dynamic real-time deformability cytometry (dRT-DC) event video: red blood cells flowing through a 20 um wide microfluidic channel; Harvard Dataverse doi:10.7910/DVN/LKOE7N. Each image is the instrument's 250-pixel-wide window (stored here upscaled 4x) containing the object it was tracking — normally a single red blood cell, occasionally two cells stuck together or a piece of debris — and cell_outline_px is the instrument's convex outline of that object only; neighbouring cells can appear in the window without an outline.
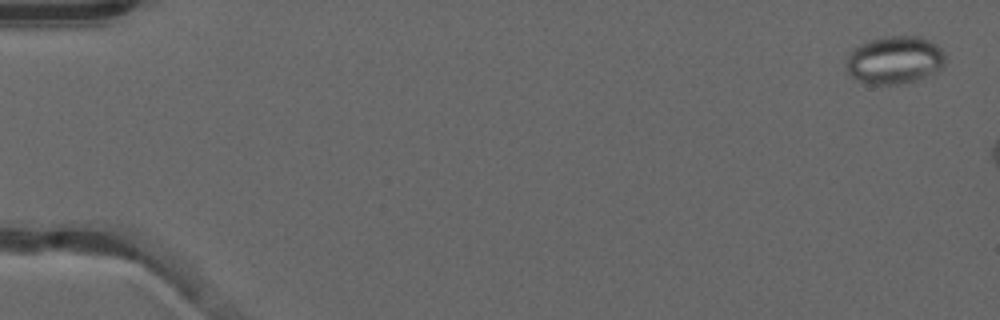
{"species": "common noctule bat (a hibernating species)", "species_latin": "Nyctalus noctula", "temperature_condition": "warm", "stored_images_in_passage": 8, "camera_frame_rate_fps": 3000, "um_per_image_px": 0.085, "animal": {"sex": "male", "forearm_length_mm": 52.5}, "frame": {"image": 1, "passage_image": 2, "time_ms": 0.333, "image_size_px": [1000, 320], "cell_outline_px": [[944, 64], [940, 68], [924, 76], [912, 80], [896, 84], [872, 84], [860, 80], [852, 76], [848, 72], [848, 52], [860, 44], [868, 40], [892, 36], [920, 36], [936, 44], [940, 48], [944, 56]], "centroid_in_image_um": [76.02, 5.07], "position_along_channel_um": 9.0, "area_um2": 26.88}}